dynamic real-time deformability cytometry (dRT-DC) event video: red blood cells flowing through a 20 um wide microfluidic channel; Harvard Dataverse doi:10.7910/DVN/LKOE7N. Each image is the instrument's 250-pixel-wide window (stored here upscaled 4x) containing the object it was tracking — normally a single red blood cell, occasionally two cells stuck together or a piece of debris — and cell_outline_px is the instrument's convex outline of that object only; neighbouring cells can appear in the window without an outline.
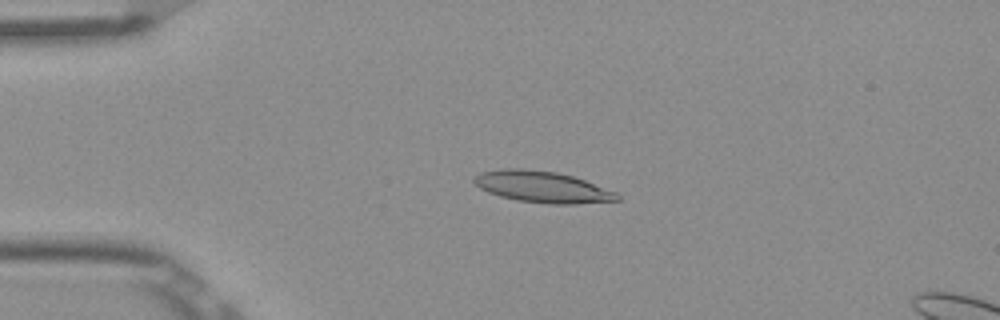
{"species": "Egyptian fruit bat (a non-hibernating species)", "species_latin": "Rousettus aegyptiacus", "temperature_condition": "room temperature", "stored_images_in_passage": 52, "camera_frame_rate_fps": 3000, "um_per_image_px": 0.085, "frame": {"image": 1, "passage_image": 12, "time_ms": 3.667, "image_size_px": [1000, 320], "cell_outline_px": [[620, 200], [576, 204], [548, 204], [516, 200], [500, 196], [488, 192], [480, 188], [472, 180], [472, 176], [480, 172], [504, 168], [524, 168], [556, 172], [572, 176], [584, 180], [616, 192], [620, 196]], "centroid_in_image_um": [46.06, 15.88], "position_along_channel_um": 38.9, "area_um2": 26.24}}
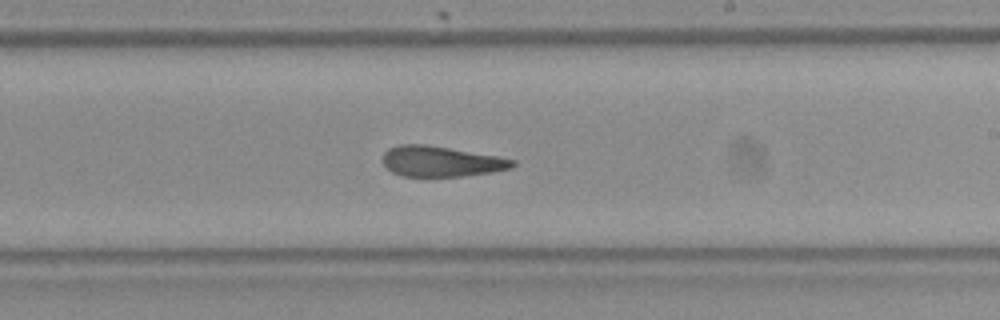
{"frame": {"image": 2, "passage_image": 31, "time_ms": 10.0, "image_size_px": [1000, 320], "cell_outline_px": [[516, 164], [512, 168], [492, 172], [460, 176], [400, 176], [392, 172], [384, 164], [384, 152], [388, 148], [400, 144], [424, 144], [496, 156], [516, 160]], "centroid_in_image_um": [37.49, 13.72], "position_along_channel_um": 251.5, "area_um2": 22.83}}
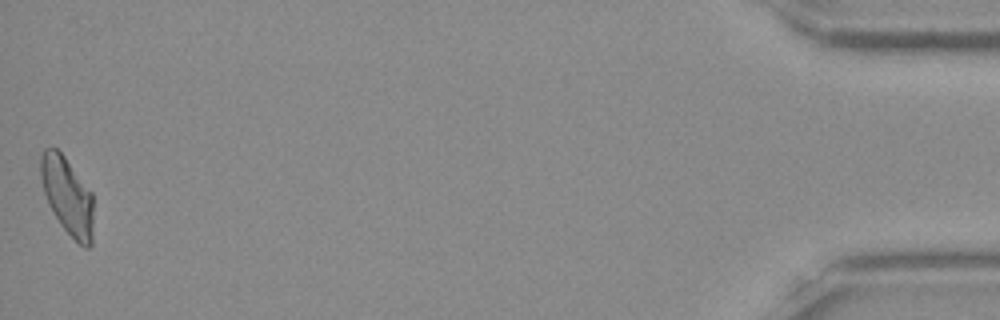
{"frame": {"image": 3, "passage_image": 52, "time_ms": 17.0, "image_size_px": [1000, 320], "cell_outline_px": [[92, 244], [88, 248], [84, 248], [60, 224], [48, 204], [44, 192], [40, 176], [40, 156], [44, 148], [56, 148], [64, 156], [92, 192]], "centroid_in_image_um": [5.71, 16.63], "position_along_channel_um": 429.5, "area_um2": 23.58}, "authors_computed_cell_mechanics": {"area_um2": 24.2182, "velocity_mm_per_s": 3.8783, "shape_relaxation_time_tau1_ms": null, "shape_relaxation_time_tau2_ms": 3.3951, "deformation_change_tau1": null, "deformation_change_tau2": 0.1213}}